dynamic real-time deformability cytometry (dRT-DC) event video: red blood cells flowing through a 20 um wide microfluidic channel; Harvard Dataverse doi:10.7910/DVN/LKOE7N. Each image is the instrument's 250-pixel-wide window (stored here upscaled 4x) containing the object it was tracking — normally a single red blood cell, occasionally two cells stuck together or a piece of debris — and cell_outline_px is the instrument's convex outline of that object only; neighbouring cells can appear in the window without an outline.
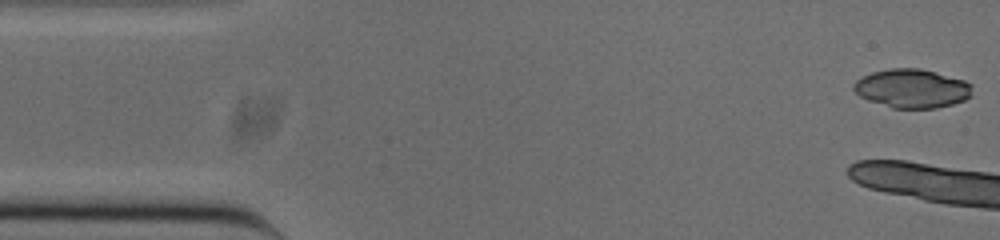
{"species": "common noctule bat (a hibernating species)", "species_latin": "Nyctalus noctula", "temperature_condition": "cold", "stored_images_in_passage": 4, "camera_frame_rate_fps": 3000, "um_per_image_px": 0.085, "animal": {"sex": "male", "body_mass_g": 20.0, "forearm_length_mm": 53.3}, "frame": {"image": 1, "passage_image": 1, "time_ms": 0.0, "image_size_px": [1000, 240], "cell_outline_px": [[972, 96], [964, 100], [952, 104], [936, 108], [892, 108], [868, 100], [860, 96], [852, 88], [852, 84], [856, 80], [872, 72], [888, 68], [920, 68], [936, 72], [964, 80], [972, 84]], "centroid_in_image_um": [77.53, 7.51], "position_along_channel_um": 7.5, "area_um2": 26.93}}